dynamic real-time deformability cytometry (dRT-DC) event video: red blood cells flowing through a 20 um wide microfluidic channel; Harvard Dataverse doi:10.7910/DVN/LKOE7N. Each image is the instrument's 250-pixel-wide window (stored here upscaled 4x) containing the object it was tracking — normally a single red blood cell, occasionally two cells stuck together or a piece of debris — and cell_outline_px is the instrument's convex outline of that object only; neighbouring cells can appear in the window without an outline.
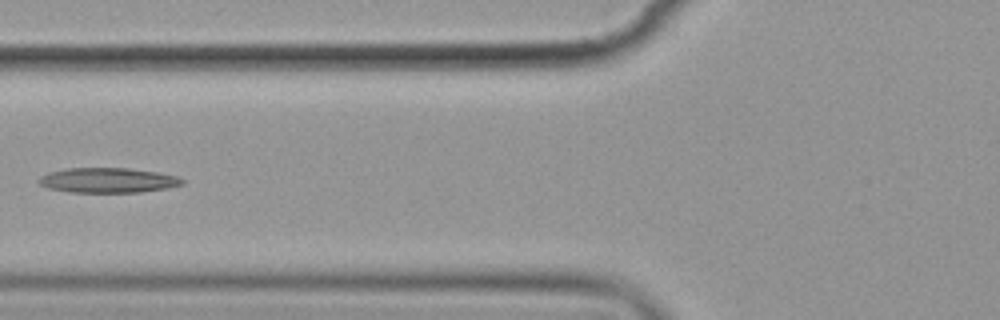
{"species": "common noctule bat (a hibernating species)", "species_latin": "Nyctalus noctula", "temperature_condition": "cold", "stored_images_in_passage": 6, "camera_frame_rate_fps": 3000, "um_per_image_px": 0.085, "animal": {"sex": "female", "body_mass_g": 19.9}, "frame": {"image": 1, "passage_image": 6, "time_ms": 7.0, "image_size_px": [1000, 320], "cell_outline_px": [[184, 184], [168, 188], [140, 192], [72, 192], [48, 188], [40, 184], [36, 180], [40, 176], [48, 172], [64, 168], [128, 168], [156, 172], [176, 176], [184, 180]], "centroid_in_image_um": [9.14, 15.32], "position_along_channel_um": 116.7, "area_um2": 20.87}}